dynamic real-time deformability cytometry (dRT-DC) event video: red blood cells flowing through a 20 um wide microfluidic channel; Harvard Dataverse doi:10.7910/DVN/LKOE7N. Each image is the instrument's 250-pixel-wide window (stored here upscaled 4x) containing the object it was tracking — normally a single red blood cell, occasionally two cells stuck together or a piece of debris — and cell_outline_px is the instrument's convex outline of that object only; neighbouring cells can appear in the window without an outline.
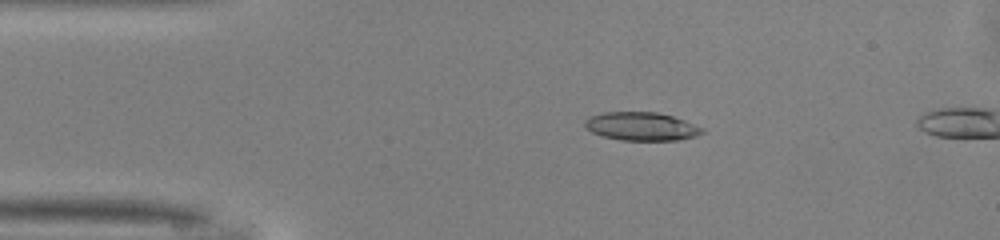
{"species": "common noctule bat (a hibernating species)", "species_latin": "Nyctalus noctula", "temperature_condition": "warm", "stored_images_in_passage": 7, "camera_frame_rate_fps": 3000, "um_per_image_px": 0.085, "animal": {"sex": "male", "body_mass_g": 13.0, "forearm_length_mm": 53.1}, "frame": {"image": 1, "passage_image": 5, "time_ms": 1.333, "image_size_px": [1000, 240], "cell_outline_px": [[704, 132], [696, 136], [676, 140], [620, 140], [604, 136], [592, 132], [584, 124], [584, 120], [588, 116], [604, 112], [656, 112], [672, 116], [684, 120], [704, 128]], "centroid_in_image_um": [54.51, 10.73], "position_along_channel_um": 30.5, "area_um2": 19.31}}